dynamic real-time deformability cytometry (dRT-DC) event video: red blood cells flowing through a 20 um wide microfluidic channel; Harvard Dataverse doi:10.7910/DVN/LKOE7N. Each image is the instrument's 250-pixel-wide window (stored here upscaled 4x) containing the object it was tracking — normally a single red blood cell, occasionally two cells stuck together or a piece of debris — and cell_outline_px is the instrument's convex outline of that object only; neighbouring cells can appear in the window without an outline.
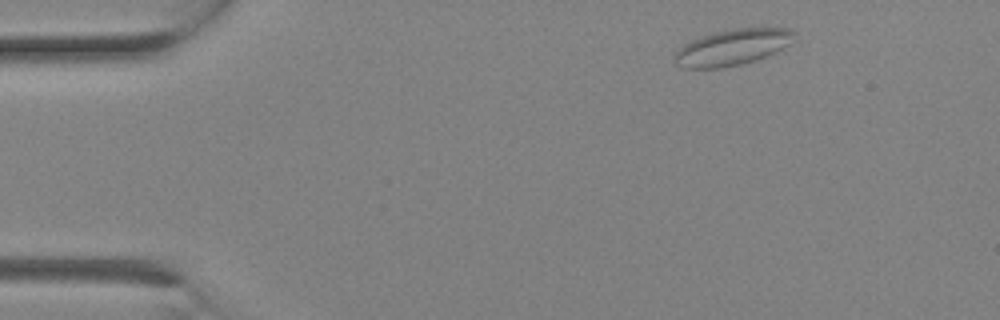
{"species": "Egyptian fruit bat (a non-hibernating species)", "species_latin": "Rousettus aegyptiacus", "temperature_condition": "room temperature", "stored_images_in_passage": 2, "camera_frame_rate_fps": 3000, "um_per_image_px": 0.085, "animal": {"sex": "female"}, "frame": {"image": 1, "passage_image": 1, "time_ms": 0.0, "image_size_px": [1000, 320], "cell_outline_px": [[796, 32], [788, 44], [764, 56], [740, 64], [724, 68], [684, 68], [676, 64], [672, 60], [672, 56], [684, 44], [692, 40], [716, 32], [732, 28], [788, 28]], "centroid_in_image_um": [62.18, 4.02], "position_along_channel_um": 22.8, "area_um2": 24.62}}